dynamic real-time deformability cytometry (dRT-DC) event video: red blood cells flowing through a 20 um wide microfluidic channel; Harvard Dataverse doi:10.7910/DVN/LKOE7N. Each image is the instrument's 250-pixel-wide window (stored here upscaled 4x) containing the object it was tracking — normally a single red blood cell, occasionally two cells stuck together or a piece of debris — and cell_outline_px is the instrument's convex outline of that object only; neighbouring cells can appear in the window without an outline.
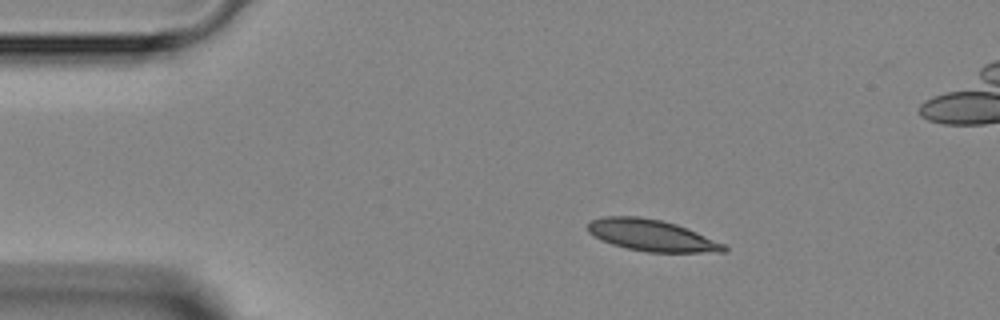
{"species": "Egyptian fruit bat (a non-hibernating species)", "species_latin": "Rousettus aegyptiacus", "temperature_condition": "room temperature", "stored_images_in_passage": 4, "camera_frame_rate_fps": 3000, "um_per_image_px": 0.085, "animal": {"sex": "female"}, "frame": {"image": 1, "passage_image": 2, "time_ms": 1.0, "image_size_px": [1000, 320], "cell_outline_px": [[728, 248], [724, 252], [648, 252], [628, 248], [612, 244], [600, 240], [588, 232], [588, 224], [592, 220], [604, 216], [640, 216], [660, 220], [676, 224], [696, 232], [724, 244]], "centroid_in_image_um": [55.36, 20.0], "position_along_channel_um": 29.6, "area_um2": 24.74}}